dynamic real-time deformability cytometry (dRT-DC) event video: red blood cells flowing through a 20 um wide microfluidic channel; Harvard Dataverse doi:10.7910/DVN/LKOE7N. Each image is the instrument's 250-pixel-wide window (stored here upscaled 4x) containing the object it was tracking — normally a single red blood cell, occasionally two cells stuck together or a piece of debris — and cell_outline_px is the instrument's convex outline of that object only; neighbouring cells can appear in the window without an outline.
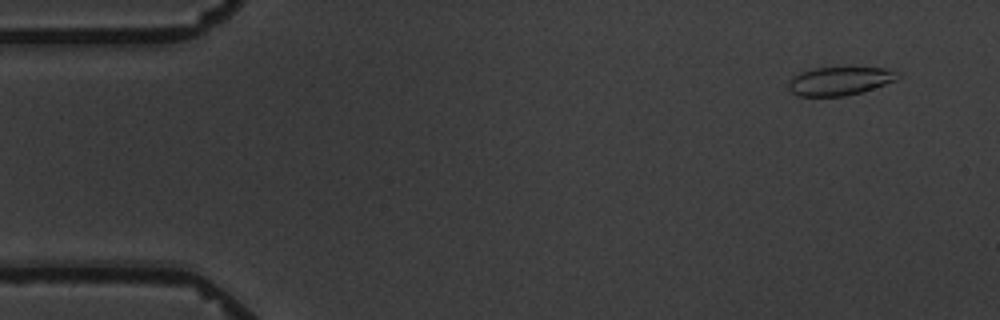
{"species": "common noctule bat (a hibernating species)", "species_latin": "Nyctalus noctula", "temperature_condition": "warm", "stored_images_in_passage": 5, "camera_frame_rate_fps": 3000, "um_per_image_px": 0.085, "animal": {"sex": "male", "body_mass_g": 19.5, "forearm_length_mm": 54.6}, "frame": {"image": 1, "passage_image": 1, "time_ms": 0.0, "image_size_px": [1000, 320], "cell_outline_px": [[900, 76], [896, 80], [864, 92], [844, 96], [800, 96], [792, 92], [788, 88], [788, 80], [792, 76], [800, 72], [816, 68], [848, 64], [888, 68], [900, 72]], "centroid_in_image_um": [71.44, 6.82], "position_along_channel_um": 13.6, "area_um2": 19.25}}